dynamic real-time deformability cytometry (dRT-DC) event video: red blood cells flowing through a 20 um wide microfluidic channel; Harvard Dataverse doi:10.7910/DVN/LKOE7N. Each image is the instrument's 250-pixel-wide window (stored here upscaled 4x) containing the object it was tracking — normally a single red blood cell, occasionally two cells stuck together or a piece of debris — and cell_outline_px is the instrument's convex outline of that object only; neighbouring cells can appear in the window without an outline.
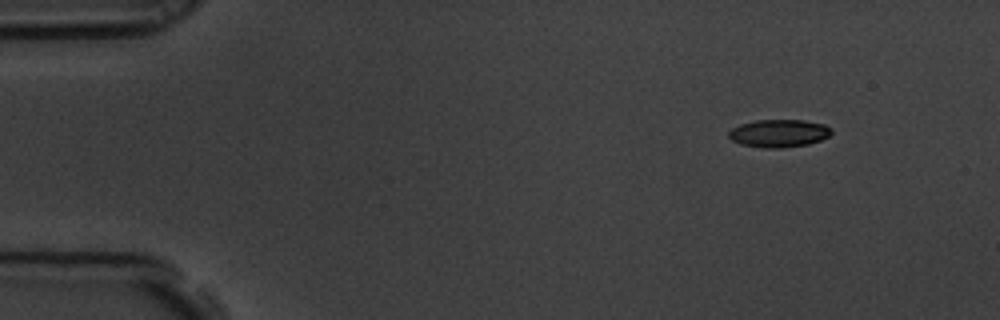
{"species": "common noctule bat (a hibernating species)", "species_latin": "Nyctalus noctula", "temperature_condition": "room temperature", "stored_images_in_passage": 4, "camera_frame_rate_fps": 3000, "um_per_image_px": 0.085, "animal": {"sex": "male", "body_mass_g": 19.5, "forearm_length_mm": 54.6}, "frame": {"image": 1, "passage_image": 1, "time_ms": 0.0, "image_size_px": [1000, 320], "cell_outline_px": [[832, 132], [828, 136], [820, 140], [808, 144], [784, 148], [764, 148], [740, 144], [732, 140], [728, 136], [728, 132], [732, 128], [740, 124], [756, 120], [804, 120], [824, 124], [832, 128]], "centroid_in_image_um": [66.2, 11.33], "position_along_channel_um": 18.8, "area_um2": 16.7}}
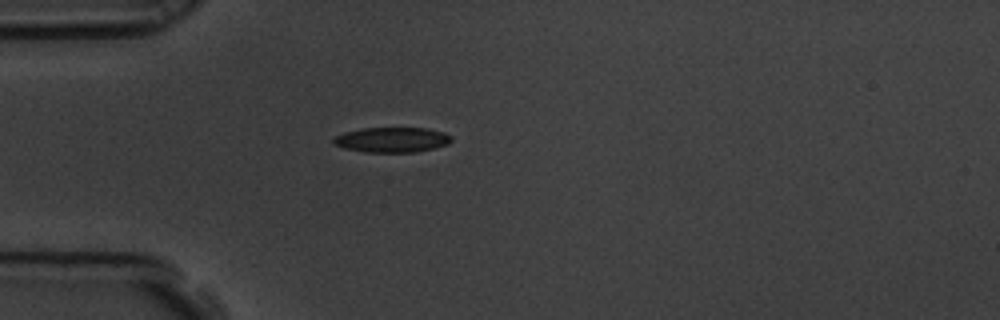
{"frame": {"image": 2, "passage_image": 4, "time_ms": 1.0, "image_size_px": [1000, 320], "cell_outline_px": [[452, 140], [448, 144], [436, 148], [416, 152], [368, 152], [344, 148], [332, 144], [332, 140], [336, 136], [344, 132], [360, 128], [428, 128], [444, 132], [452, 136]], "centroid_in_image_um": [33.33, 11.88], "position_along_channel_um": 51.7, "area_um2": 17.4}}